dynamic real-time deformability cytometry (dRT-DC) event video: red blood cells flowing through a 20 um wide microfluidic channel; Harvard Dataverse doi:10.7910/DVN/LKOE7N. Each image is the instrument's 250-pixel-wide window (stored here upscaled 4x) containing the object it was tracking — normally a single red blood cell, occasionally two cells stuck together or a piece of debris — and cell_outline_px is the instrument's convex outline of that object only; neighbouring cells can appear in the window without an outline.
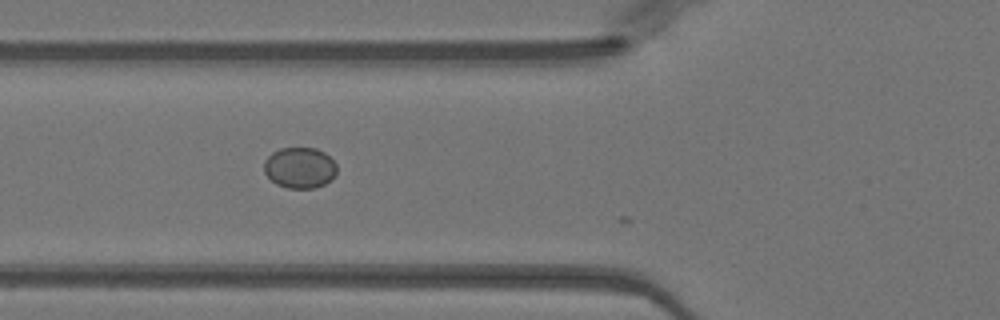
{"species": "Egyptian fruit bat (a non-hibernating species)", "species_latin": "Rousettus aegyptiacus", "temperature_condition": "warm", "stored_images_in_passage": 5, "camera_frame_rate_fps": 3000, "um_per_image_px": 0.085, "animal": {"sex": "female"}, "frame": {"image": 1, "passage_image": 4, "time_ms": 1.0, "image_size_px": [1000, 320], "cell_outline_px": [[336, 172], [324, 184], [312, 188], [288, 188], [276, 184], [264, 172], [264, 160], [272, 152], [280, 148], [316, 148], [324, 152], [336, 164]], "centroid_in_image_um": [25.44, 14.24], "position_along_channel_um": 100.4, "area_um2": 17.17}}